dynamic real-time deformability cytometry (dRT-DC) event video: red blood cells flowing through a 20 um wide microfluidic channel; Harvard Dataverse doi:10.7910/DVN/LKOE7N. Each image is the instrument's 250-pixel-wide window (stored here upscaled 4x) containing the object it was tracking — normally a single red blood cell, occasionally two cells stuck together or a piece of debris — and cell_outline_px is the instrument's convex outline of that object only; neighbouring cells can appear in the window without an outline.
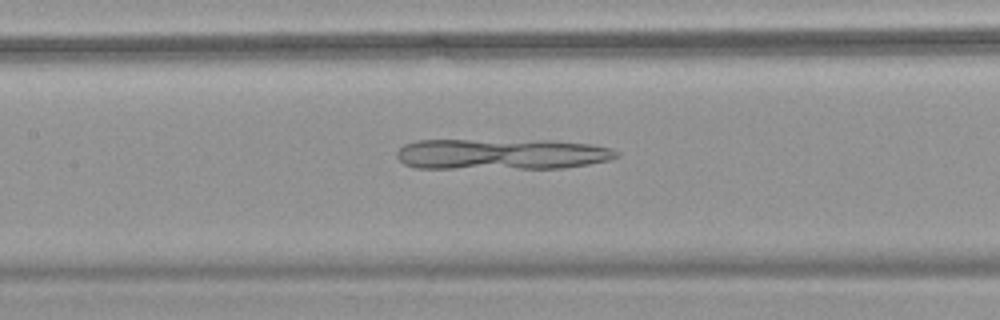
{"species": "common noctule bat (a hibernating species)", "species_latin": "Nyctalus noctula", "temperature_condition": "warm", "stored_images_in_passage": 41, "camera_frame_rate_fps": 3000, "um_per_image_px": 0.085, "animal": {"sex": "female", "body_mass_g": 18.4}, "frame": {"image": 1, "passage_image": 22, "time_ms": 7.0, "image_size_px": [1000, 320], "cell_outline_px": [[620, 156], [608, 160], [588, 164], [564, 168], [416, 168], [404, 164], [396, 156], [396, 152], [404, 144], [416, 140], [552, 140], [592, 144], [612, 148], [620, 152]], "centroid_in_image_um": [42.65, 13.09], "position_along_channel_um": 164.7, "area_um2": 39.94}}
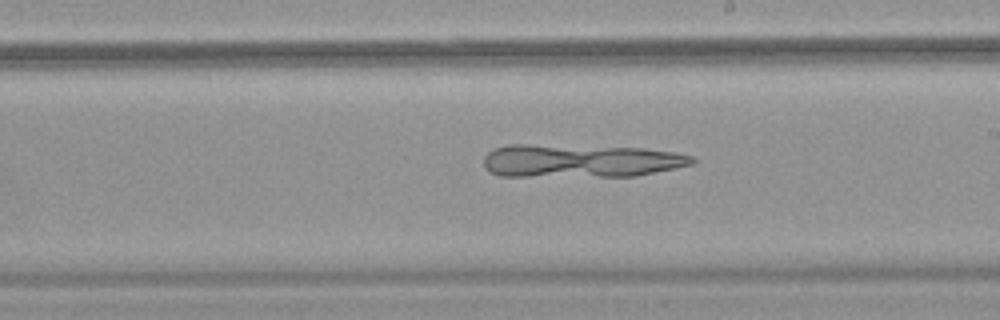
{"frame": {"image": 2, "passage_image": 28, "time_ms": 9.0, "image_size_px": [1000, 320], "cell_outline_px": [[696, 160], [692, 164], [676, 168], [636, 176], [500, 176], [484, 168], [484, 156], [492, 148], [508, 144], [524, 144], [644, 148], [676, 152], [692, 156]], "centroid_in_image_um": [49.32, 13.66], "position_along_channel_um": 239.7, "area_um2": 40.46}}
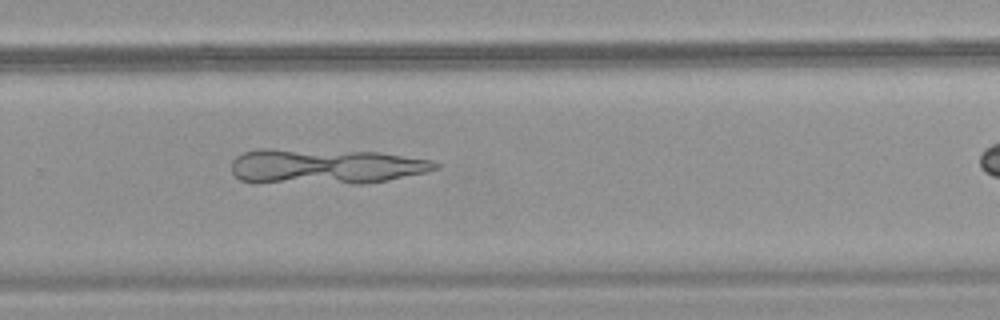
{"frame": {"image": 3, "passage_image": 33, "time_ms": 10.667, "image_size_px": [1000, 320], "cell_outline_px": [[440, 168], [428, 172], [388, 180], [364, 184], [252, 184], [240, 180], [232, 172], [232, 160], [236, 156], [244, 152], [260, 148], [268, 148], [380, 152], [432, 160], [440, 164]], "centroid_in_image_um": [27.62, 14.17], "position_along_channel_um": 302.2, "area_um2": 43.29}}